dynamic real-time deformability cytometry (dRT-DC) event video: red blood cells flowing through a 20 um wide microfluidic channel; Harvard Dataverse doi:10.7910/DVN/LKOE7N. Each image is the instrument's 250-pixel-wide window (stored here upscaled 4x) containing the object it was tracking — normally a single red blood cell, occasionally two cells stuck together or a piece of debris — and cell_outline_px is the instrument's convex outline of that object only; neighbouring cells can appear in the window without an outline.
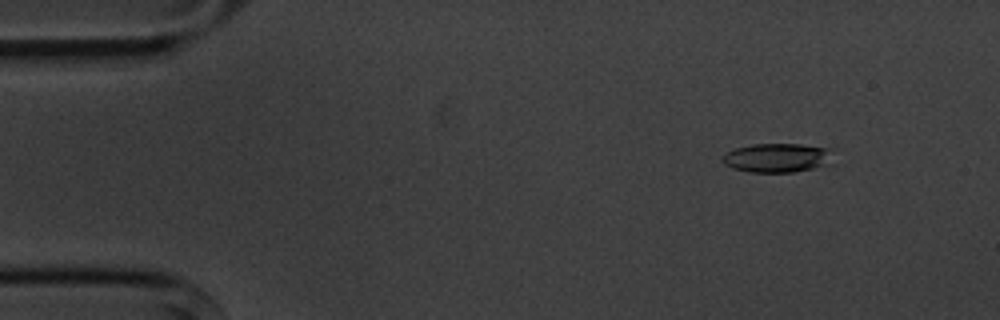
{"species": "common noctule bat (a hibernating species)", "species_latin": "Nyctalus noctula", "temperature_condition": "cold", "stored_images_in_passage": 4, "camera_frame_rate_fps": 3000, "um_per_image_px": 0.085, "animal": {"sex": "male", "body_mass_g": 20.1, "forearm_length_mm": 53.5}, "frame": {"image": 1, "passage_image": 2, "time_ms": 1.333, "image_size_px": [1000, 320], "cell_outline_px": [[832, 148], [824, 164], [812, 168], [792, 172], [748, 172], [732, 168], [724, 164], [724, 152], [736, 148], [752, 144], [800, 144]], "centroid_in_image_um": [65.97, 13.4], "position_along_channel_um": 19.0, "area_um2": 18.32}}